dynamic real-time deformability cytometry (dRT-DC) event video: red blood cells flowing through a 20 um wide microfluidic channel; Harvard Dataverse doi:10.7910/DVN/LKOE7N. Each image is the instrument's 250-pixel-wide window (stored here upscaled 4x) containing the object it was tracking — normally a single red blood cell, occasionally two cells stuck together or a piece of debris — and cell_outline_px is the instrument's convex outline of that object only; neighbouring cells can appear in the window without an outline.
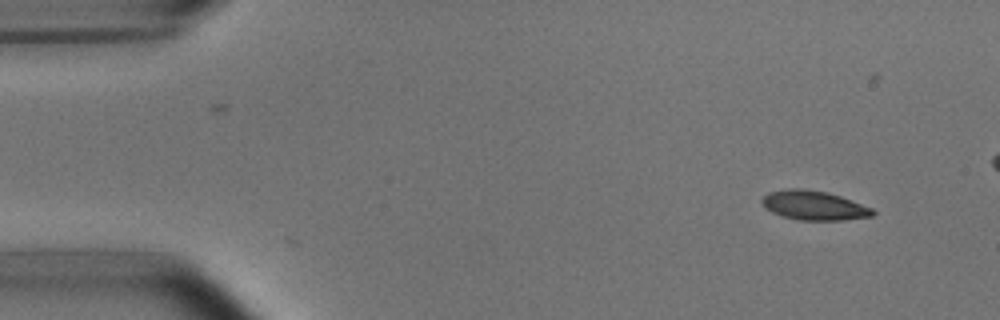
{"species": "common noctule bat (a hibernating species)", "species_latin": "Nyctalus noctula", "temperature_condition": "room temperature", "stored_images_in_passage": 45, "camera_frame_rate_fps": 3000, "um_per_image_px": 0.085, "animal": {"sex": "male", "body_mass_g": 15.6}, "frame": {"image": 1, "passage_image": 1, "time_ms": 0.0, "image_size_px": [1000, 320], "cell_outline_px": [[876, 212], [872, 216], [844, 220], [796, 220], [772, 212], [764, 208], [760, 200], [768, 192], [788, 188], [804, 188], [828, 192], [840, 196], [872, 208]], "centroid_in_image_um": [69.15, 17.45], "position_along_channel_um": 15.8, "area_um2": 19.02}}
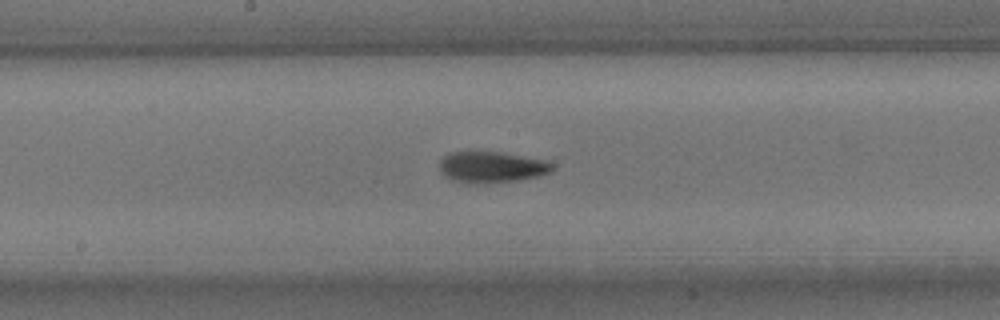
{"frame": {"image": 2, "passage_image": 24, "time_ms": 7.667, "image_size_px": [1000, 320], "cell_outline_px": [[556, 164], [552, 172], [520, 180], [472, 184], [456, 180], [444, 176], [440, 172], [440, 160], [444, 156], [452, 152], [500, 152], [544, 160]], "centroid_in_image_um": [41.81, 14.2], "position_along_channel_um": 206.4, "area_um2": 20.35}}
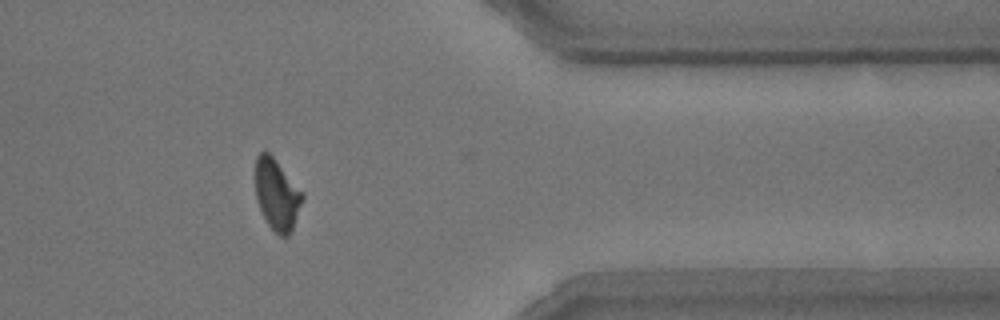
{"frame": {"image": 3, "passage_image": 40, "time_ms": 13.0, "image_size_px": [1000, 320], "cell_outline_px": [[304, 196], [292, 228], [288, 236], [280, 236], [268, 224], [256, 200], [256, 156], [260, 152], [268, 152], [272, 156], [304, 192]], "centroid_in_image_um": [23.54, 16.52], "position_along_channel_um": 387.9, "area_um2": 19.13}}